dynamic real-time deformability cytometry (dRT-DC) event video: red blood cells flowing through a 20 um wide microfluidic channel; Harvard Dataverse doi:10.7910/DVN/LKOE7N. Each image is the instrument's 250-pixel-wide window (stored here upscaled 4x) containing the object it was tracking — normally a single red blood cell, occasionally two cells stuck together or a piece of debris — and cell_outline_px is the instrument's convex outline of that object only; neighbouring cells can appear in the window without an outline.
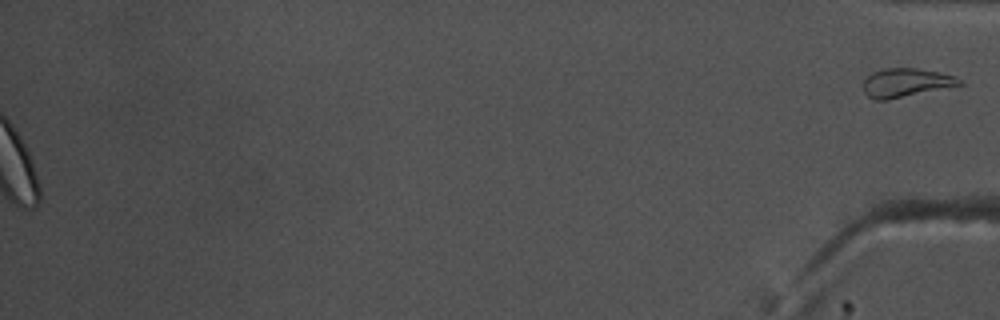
{"species": "common noctule bat (a hibernating species)", "species_latin": "Nyctalus noctula", "temperature_condition": "warm", "stored_images_in_passage": 56, "segment_of_instrument_passage": [2, 2], "camera_frame_rate_fps": 3000, "um_per_image_px": 0.085, "animal": {"sex": "male", "body_mass_g": 17.5, "forearm_length_mm": 52.3}, "frame": {"image": 1, "passage_image": 56, "time_ms": 18.333, "image_size_px": [1000, 320], "cell_outline_px": [[964, 84], [888, 100], [876, 100], [868, 96], [864, 92], [864, 80], [872, 72], [884, 68], [916, 68], [936, 72], [952, 76], [960, 80]], "centroid_in_image_um": [76.96, 7.03], "position_along_channel_um": 358.2, "area_um2": 15.84}}